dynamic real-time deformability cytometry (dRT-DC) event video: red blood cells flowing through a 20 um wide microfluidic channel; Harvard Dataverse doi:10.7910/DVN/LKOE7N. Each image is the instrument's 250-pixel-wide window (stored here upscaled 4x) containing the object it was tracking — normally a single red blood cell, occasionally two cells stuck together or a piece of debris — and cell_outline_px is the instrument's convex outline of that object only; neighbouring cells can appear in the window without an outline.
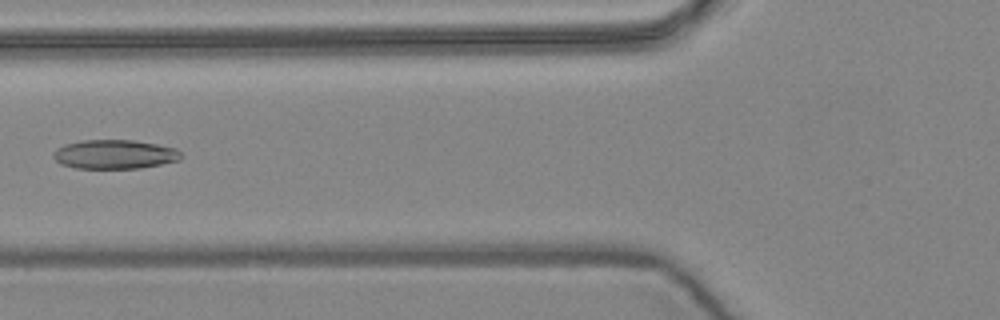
{"species": "common noctule bat (a hibernating species)", "species_latin": "Nyctalus noctula", "temperature_condition": "warm", "stored_images_in_passage": 8, "camera_frame_rate_fps": 3000, "um_per_image_px": 0.085, "animal": {"sex": "female", "body_mass_g": 24.6, "forearm_length_mm": 56.2}, "frame": {"image": 1, "passage_image": 5, "time_ms": 1.333, "image_size_px": [1000, 320], "cell_outline_px": [[184, 156], [180, 160], [140, 168], [76, 168], [60, 164], [52, 156], [52, 152], [56, 148], [64, 144], [80, 140], [132, 140], [156, 144], [176, 148]], "centroid_in_image_um": [9.72, 13.11], "position_along_channel_um": 116.1, "area_um2": 21.79}}
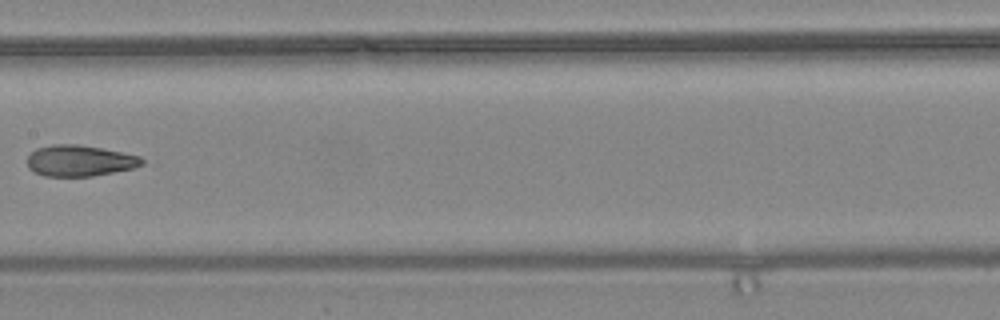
{"frame": {"image": 2, "passage_image": 7, "time_ms": 2.0, "image_size_px": [1000, 320], "cell_outline_px": [[148, 160], [144, 164], [132, 168], [92, 176], [44, 176], [28, 168], [28, 156], [36, 148], [52, 144], [76, 144], [100, 148], [140, 156]], "centroid_in_image_um": [6.79, 13.66], "position_along_channel_um": 200.6, "area_um2": 20.69}}
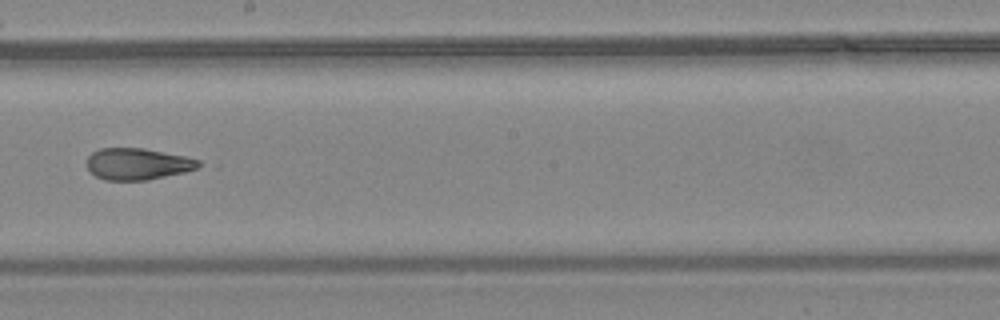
{"frame": {"image": 3, "passage_image": 8, "time_ms": 2.333, "image_size_px": [1000, 320], "cell_outline_px": [[204, 164], [196, 168], [184, 172], [148, 180], [104, 180], [96, 176], [88, 168], [88, 156], [92, 152], [100, 148], [144, 148], [184, 156], [200, 160]], "centroid_in_image_um": [11.71, 13.93], "position_along_channel_um": 236.5, "area_um2": 20.52}}